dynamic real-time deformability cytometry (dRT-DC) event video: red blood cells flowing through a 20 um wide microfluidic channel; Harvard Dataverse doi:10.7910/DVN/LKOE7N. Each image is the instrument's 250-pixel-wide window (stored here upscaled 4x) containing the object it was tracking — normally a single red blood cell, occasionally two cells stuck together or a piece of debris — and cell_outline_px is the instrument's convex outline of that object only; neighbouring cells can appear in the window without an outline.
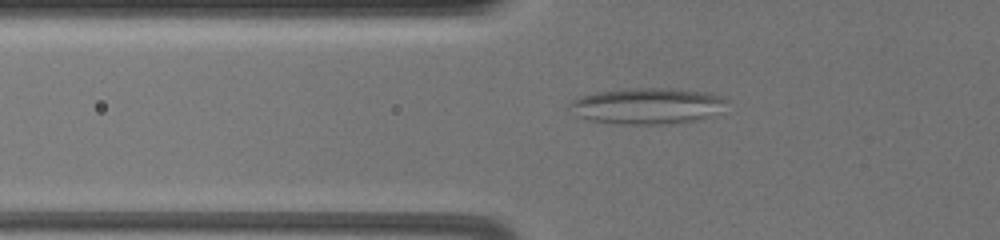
{"species": "common noctule bat (a hibernating species)", "species_latin": "Nyctalus noctula", "temperature_condition": "warm", "stored_images_in_passage": 64, "camera_frame_rate_fps": 3000, "um_per_image_px": 0.085, "animal": {"sex": "female", "body_mass_g": 19.5, "forearm_length_mm": 54.1}, "frame": {"image": 1, "passage_image": 27, "time_ms": 8.667, "image_size_px": [1000, 240], "cell_outline_px": [[728, 100], [704, 116], [696, 120], [656, 124], [624, 124], [592, 120], [580, 116], [568, 104], [572, 100], [580, 96], [596, 92], [624, 88], [668, 88], [708, 92], [724, 96]], "centroid_in_image_um": [54.94, 8.97], "position_along_channel_um": 70.9, "area_um2": 32.08}}
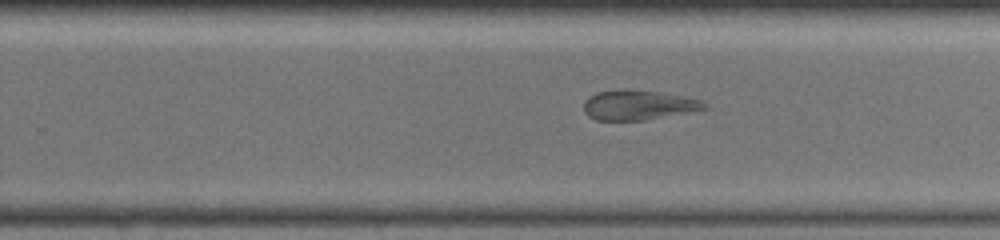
{"frame": {"image": 2, "passage_image": 45, "time_ms": 14.667, "image_size_px": [1000, 240], "cell_outline_px": [[708, 108], [644, 120], [596, 120], [588, 116], [584, 112], [584, 100], [588, 96], [596, 92], [624, 88], [660, 92], [684, 96], [700, 100]], "centroid_in_image_um": [54.18, 8.91], "position_along_channel_um": 275.6, "area_um2": 20.92}}
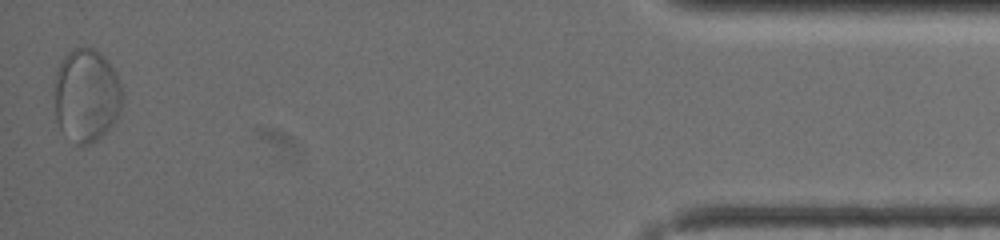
{"frame": {"image": 3, "passage_image": 64, "time_ms": 21.0, "image_size_px": [1000, 240], "cell_outline_px": [[124, 100], [120, 112], [112, 124], [96, 140], [88, 144], [76, 144], [60, 128], [56, 120], [56, 72], [64, 56], [72, 48], [92, 48], [100, 52], [104, 56], [116, 72], [124, 96]], "centroid_in_image_um": [7.38, 8.09], "position_along_channel_um": 427.8, "area_um2": 36.65}}